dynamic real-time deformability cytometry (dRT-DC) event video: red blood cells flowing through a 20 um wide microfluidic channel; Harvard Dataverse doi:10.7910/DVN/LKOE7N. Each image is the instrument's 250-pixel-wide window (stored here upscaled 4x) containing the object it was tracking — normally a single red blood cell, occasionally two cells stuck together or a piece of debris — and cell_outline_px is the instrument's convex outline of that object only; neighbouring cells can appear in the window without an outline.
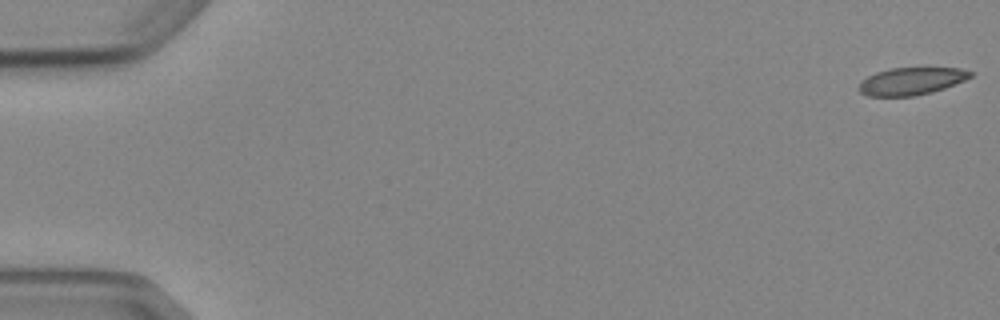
{"species": "Egyptian fruit bat (a non-hibernating species)", "species_latin": "Rousettus aegyptiacus", "temperature_condition": "cold", "stored_images_in_passage": 5, "camera_frame_rate_fps": 3000, "um_per_image_px": 0.085, "animal": {"sex": "female"}, "frame": {"image": 1, "passage_image": 1, "time_ms": 0.0, "image_size_px": [1000, 320], "cell_outline_px": [[972, 76], [964, 80], [944, 88], [932, 92], [916, 96], [868, 96], [860, 92], [856, 88], [860, 80], [876, 72], [888, 68], [960, 68], [972, 72]], "centroid_in_image_um": [77.4, 6.9], "position_along_channel_um": 7.6, "area_um2": 17.92}}
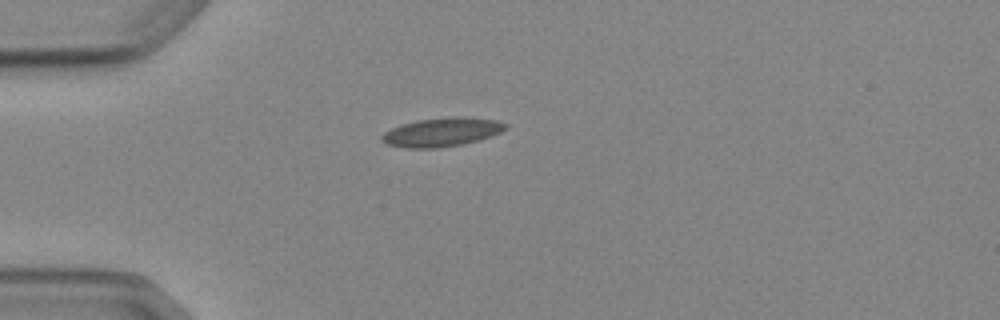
{"frame": {"image": 2, "passage_image": 5, "time_ms": 4.667, "image_size_px": [1000, 320], "cell_outline_px": [[508, 128], [492, 136], [460, 144], [440, 148], [404, 148], [384, 144], [380, 140], [380, 136], [384, 132], [400, 124], [416, 120], [452, 116], [460, 116], [496, 120], [508, 124]], "centroid_in_image_um": [37.51, 11.23], "position_along_channel_um": 47.5, "area_um2": 20.98}}